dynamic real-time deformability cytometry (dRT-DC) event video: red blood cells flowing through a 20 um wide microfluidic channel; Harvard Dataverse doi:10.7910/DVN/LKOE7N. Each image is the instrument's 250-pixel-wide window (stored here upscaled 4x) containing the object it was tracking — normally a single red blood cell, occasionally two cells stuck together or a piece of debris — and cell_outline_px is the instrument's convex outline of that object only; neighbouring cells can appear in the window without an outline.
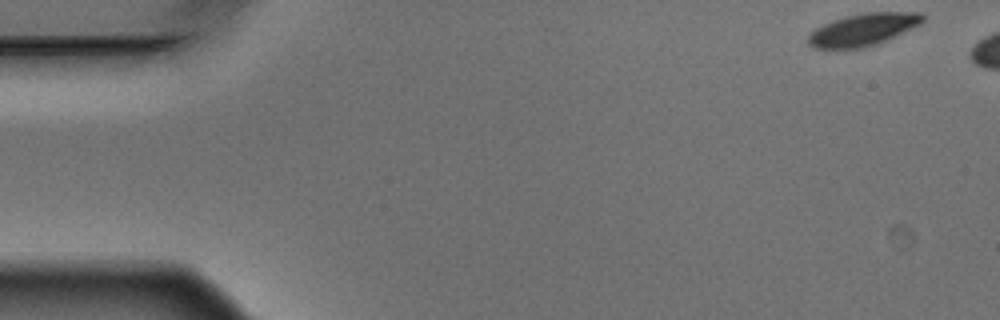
{"species": "Egyptian fruit bat (a non-hibernating species)", "species_latin": "Rousettus aegyptiacus", "temperature_condition": "warm", "stored_images_in_passage": 3, "camera_frame_rate_fps": 3000, "um_per_image_px": 0.085, "animal": {"sex": "male"}, "frame": {"image": 1, "passage_image": 3, "time_ms": 0.667, "image_size_px": [1000, 320], "cell_outline_px": [[924, 20], [920, 24], [876, 44], [864, 48], [812, 48], [808, 44], [808, 36], [816, 28], [832, 20], [844, 16], [864, 12], [924, 12]], "centroid_in_image_um": [73.36, 2.5], "position_along_channel_um": 11.6, "area_um2": 21.39}}